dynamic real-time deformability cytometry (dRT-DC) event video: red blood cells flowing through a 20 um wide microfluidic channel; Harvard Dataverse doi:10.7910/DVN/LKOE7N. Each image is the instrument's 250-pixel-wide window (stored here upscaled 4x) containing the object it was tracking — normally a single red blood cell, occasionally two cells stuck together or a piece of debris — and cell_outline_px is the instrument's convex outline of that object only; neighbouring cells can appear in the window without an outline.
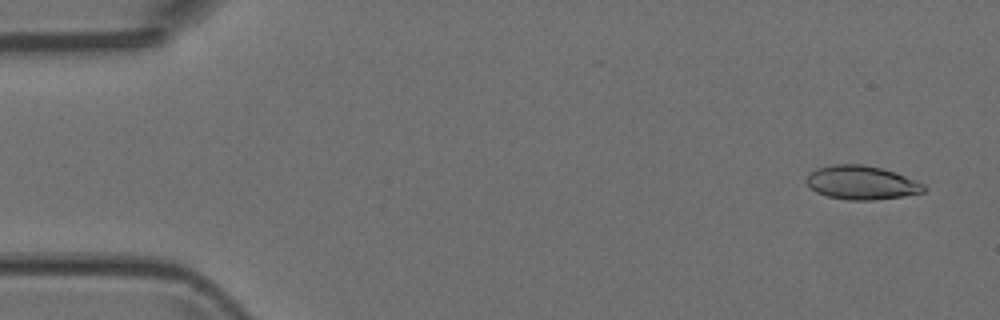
{"species": "Egyptian fruit bat (a non-hibernating species)", "species_latin": "Rousettus aegyptiacus", "temperature_condition": "room temperature", "stored_images_in_passage": 5, "camera_frame_rate_fps": 3000, "um_per_image_px": 0.085, "animal": {"sex": "female"}, "frame": {"image": 1, "passage_image": 1, "time_ms": 0.0, "image_size_px": [1000, 320], "cell_outline_px": [[928, 188], [924, 192], [904, 196], [876, 200], [848, 200], [828, 196], [816, 192], [804, 180], [816, 168], [832, 164], [864, 164], [880, 168], [916, 180], [924, 184]], "centroid_in_image_um": [73.24, 15.53], "position_along_channel_um": 11.8, "area_um2": 23.06}}